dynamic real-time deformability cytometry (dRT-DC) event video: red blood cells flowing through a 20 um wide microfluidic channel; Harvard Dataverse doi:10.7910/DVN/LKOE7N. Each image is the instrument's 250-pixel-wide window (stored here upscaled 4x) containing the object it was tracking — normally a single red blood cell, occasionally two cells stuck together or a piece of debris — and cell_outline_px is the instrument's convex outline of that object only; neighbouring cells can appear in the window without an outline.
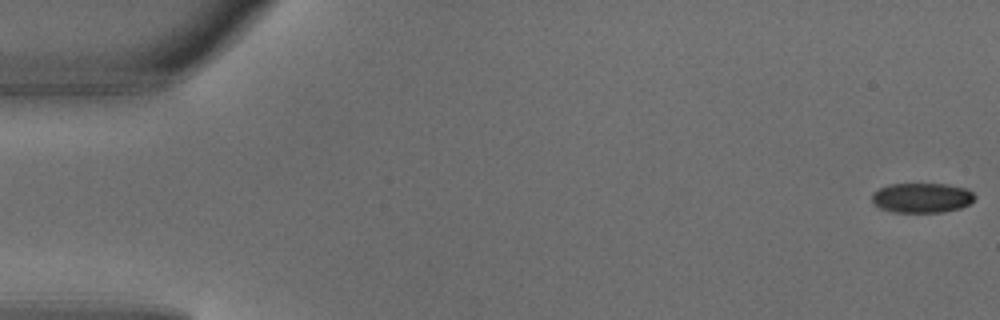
{"species": "common noctule bat (a hibernating species)", "species_latin": "Nyctalus noctula", "temperature_condition": "warm", "stored_images_in_passage": 5, "camera_frame_rate_fps": 3000, "um_per_image_px": 0.085, "animal": {"sex": "male", "body_mass_g": 18.8}, "frame": {"image": 1, "passage_image": 1, "time_ms": 0.0, "image_size_px": [1000, 320], "cell_outline_px": [[976, 196], [968, 204], [960, 208], [940, 212], [892, 212], [880, 208], [872, 200], [872, 192], [888, 184], [948, 184], [968, 188]], "centroid_in_image_um": [78.36, 16.8], "position_along_channel_um": 6.6, "area_um2": 17.86}}
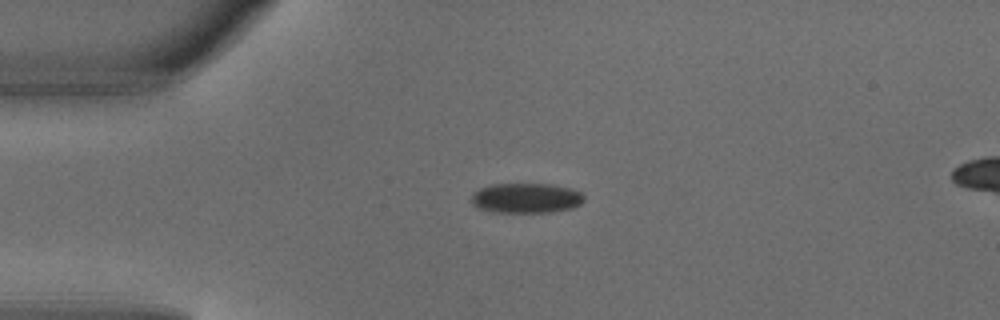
{"frame": {"image": 2, "passage_image": 4, "time_ms": 1.0, "image_size_px": [1000, 320], "cell_outline_px": [[584, 200], [580, 204], [572, 208], [552, 212], [492, 212], [480, 208], [472, 204], [472, 192], [480, 188], [492, 184], [552, 184], [572, 188], [580, 192], [584, 196]], "centroid_in_image_um": [44.73, 16.83], "position_along_channel_um": 40.3, "area_um2": 19.77}}